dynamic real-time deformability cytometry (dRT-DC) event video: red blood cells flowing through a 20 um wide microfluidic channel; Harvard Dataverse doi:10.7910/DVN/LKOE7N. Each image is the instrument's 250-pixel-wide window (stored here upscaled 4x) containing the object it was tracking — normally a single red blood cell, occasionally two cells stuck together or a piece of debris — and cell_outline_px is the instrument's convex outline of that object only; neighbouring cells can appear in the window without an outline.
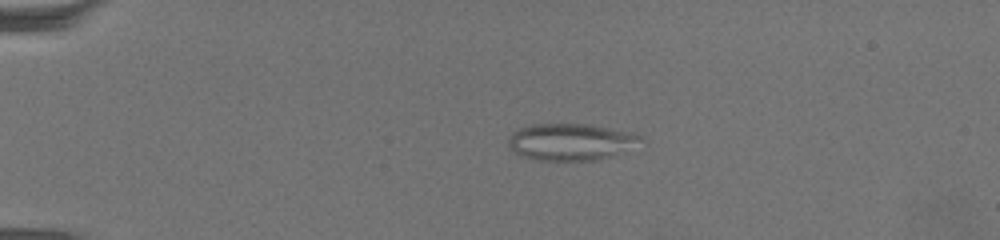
{"species": "common noctule bat (a hibernating species)", "species_latin": "Nyctalus noctula", "temperature_condition": "warm", "stored_images_in_passage": 67, "camera_frame_rate_fps": 3000, "um_per_image_px": 0.085, "animal": {"sex": "female", "body_mass_g": 19.5, "forearm_length_mm": 54.1}, "frame": {"image": 1, "passage_image": 16, "time_ms": 5.0, "image_size_px": [1000, 240], "cell_outline_px": [[644, 140], [600, 160], [536, 160], [520, 156], [508, 144], [508, 136], [512, 132], [520, 128], [532, 124], [588, 124], [636, 132]], "centroid_in_image_um": [48.48, 12.04], "position_along_channel_um": 36.5, "area_um2": 28.21}}
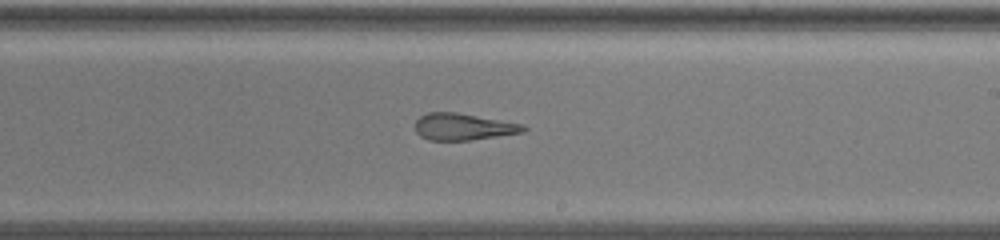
{"frame": {"image": 2, "passage_image": 42, "time_ms": 13.667, "image_size_px": [1000, 240], "cell_outline_px": [[528, 128], [524, 132], [472, 140], [428, 140], [420, 136], [416, 132], [416, 120], [420, 116], [428, 112], [456, 112], [524, 124]], "centroid_in_image_um": [39.39, 10.77], "position_along_channel_um": 249.6, "area_um2": 16.94}}
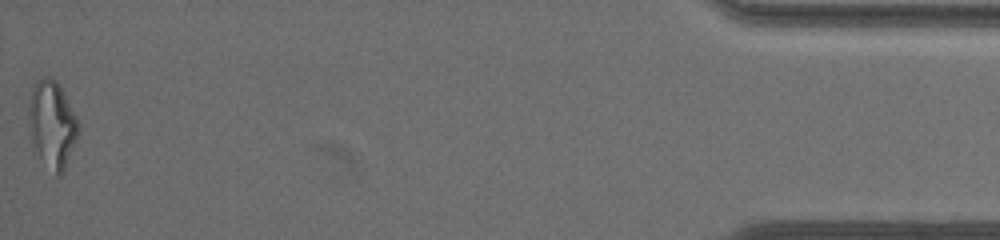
{"frame": {"image": 3, "passage_image": 67, "time_ms": 22.0, "image_size_px": [1000, 240], "cell_outline_px": [[80, 132], [64, 168], [60, 176], [56, 176], [40, 156], [32, 140], [28, 116], [28, 104], [32, 92], [36, 84], [40, 80], [48, 76], [52, 76], [56, 80], [76, 116], [80, 124]], "centroid_in_image_um": [4.46, 10.55], "position_along_channel_um": 430.7, "area_um2": 24.51}, "authors_computed_cell_mechanics": {"area_um2": 21.8484, "velocity_mm_per_s": 3.1872, "shape_relaxation_time_tau1_ms": null, "shape_relaxation_time_tau2_ms": 3.1671, "deformation_change_tau1": null, "deformation_change_tau2": 0.1401}}